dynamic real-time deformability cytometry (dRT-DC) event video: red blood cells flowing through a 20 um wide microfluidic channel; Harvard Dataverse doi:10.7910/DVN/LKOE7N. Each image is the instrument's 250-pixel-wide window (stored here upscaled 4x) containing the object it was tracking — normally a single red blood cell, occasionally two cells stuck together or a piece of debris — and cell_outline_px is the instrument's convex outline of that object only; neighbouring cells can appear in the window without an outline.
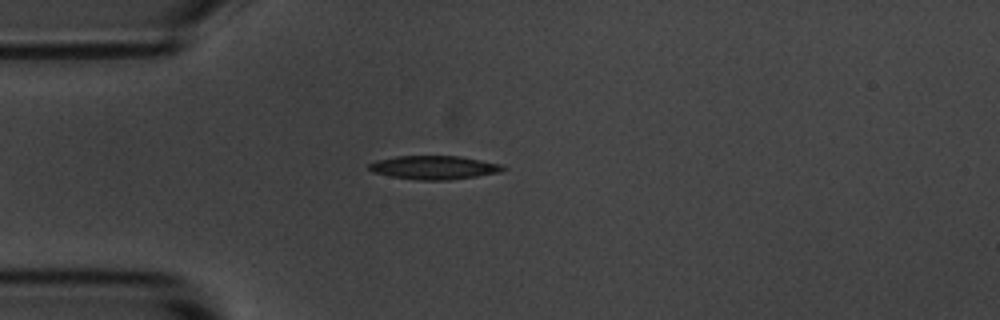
{"species": "common noctule bat (a hibernating species)", "species_latin": "Nyctalus noctula", "temperature_condition": "room temperature", "stored_images_in_passage": 36, "camera_frame_rate_fps": 3000, "um_per_image_px": 0.085, "animal": {"sex": "male", "body_mass_g": 20.1, "forearm_length_mm": 53.5}, "frame": {"image": 1, "passage_image": 1, "time_ms": 0.0, "image_size_px": [1000, 320], "cell_outline_px": [[508, 168], [500, 172], [476, 176], [448, 180], [420, 180], [392, 176], [372, 172], [368, 168], [368, 164], [376, 160], [396, 156], [460, 156], [504, 164]], "centroid_in_image_um": [36.93, 14.23], "position_along_channel_um": 48.1, "area_um2": 18.5}}
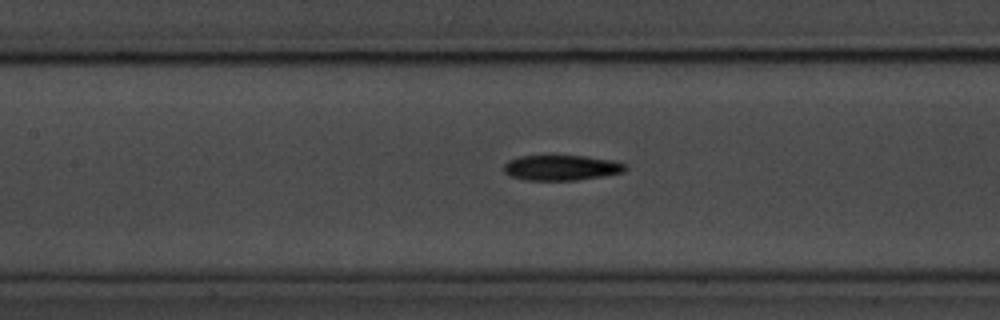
{"frame": {"image": 2, "passage_image": 11, "time_ms": 3.333, "image_size_px": [1000, 320], "cell_outline_px": [[628, 168], [624, 172], [604, 176], [576, 180], [524, 180], [512, 176], [504, 172], [504, 164], [508, 160], [520, 156], [584, 156], [616, 160], [628, 164]], "centroid_in_image_um": [47.78, 14.25], "position_along_channel_um": 159.6, "area_um2": 18.09}}
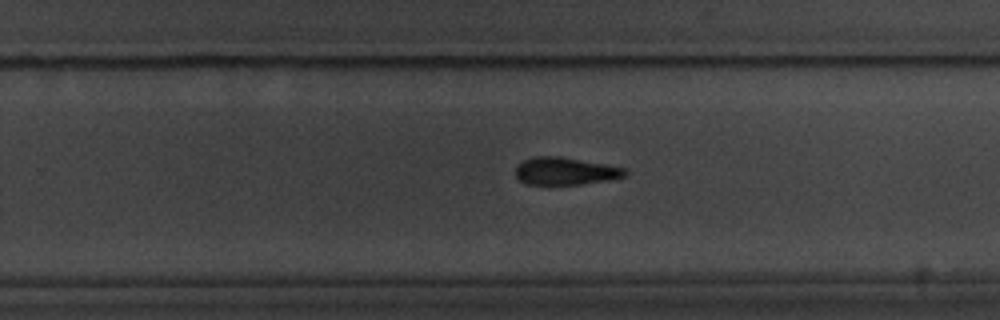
{"frame": {"image": 3, "passage_image": 21, "time_ms": 6.667, "image_size_px": [1000, 320], "cell_outline_px": [[628, 172], [624, 176], [608, 180], [580, 184], [548, 188], [528, 184], [520, 180], [516, 176], [516, 164], [524, 160], [536, 156], [560, 156], [604, 164], [624, 168]], "centroid_in_image_um": [47.98, 14.59], "position_along_channel_um": 281.8, "area_um2": 18.09}, "authors_computed_cell_mechanics": {"area_um2": 18.0047, "velocity_mm_per_s": 3.6764, "shape_relaxation_time_tau1_ms": 4.03, "shape_relaxation_time_tau2_ms": null, "deformation_change_tau1": 0.1348, "deformation_change_tau2": null}}